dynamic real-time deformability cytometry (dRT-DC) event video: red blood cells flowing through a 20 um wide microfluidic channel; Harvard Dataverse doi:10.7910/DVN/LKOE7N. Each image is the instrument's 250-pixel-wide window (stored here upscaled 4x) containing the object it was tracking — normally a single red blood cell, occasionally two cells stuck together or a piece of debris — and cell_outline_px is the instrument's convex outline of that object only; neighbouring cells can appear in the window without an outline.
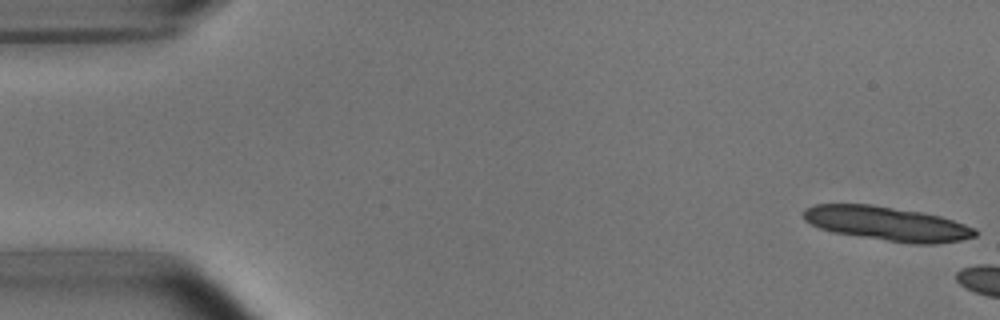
{"species": "common noctule bat (a hibernating species)", "species_latin": "Nyctalus noctula", "temperature_condition": "room temperature", "stored_images_in_passage": 3, "camera_frame_rate_fps": 3000, "um_per_image_px": 0.085, "animal": {"sex": "male", "body_mass_g": 15.6}, "frame": {"image": 1, "passage_image": 1, "time_ms": 0.0, "image_size_px": [1000, 320], "cell_outline_px": [[976, 236], [960, 240], [936, 244], [908, 244], [832, 232], [820, 228], [804, 220], [804, 208], [816, 204], [872, 204], [920, 212], [940, 216], [976, 228]], "centroid_in_image_um": [75.4, 19.01], "position_along_channel_um": 9.6, "area_um2": 34.16}}